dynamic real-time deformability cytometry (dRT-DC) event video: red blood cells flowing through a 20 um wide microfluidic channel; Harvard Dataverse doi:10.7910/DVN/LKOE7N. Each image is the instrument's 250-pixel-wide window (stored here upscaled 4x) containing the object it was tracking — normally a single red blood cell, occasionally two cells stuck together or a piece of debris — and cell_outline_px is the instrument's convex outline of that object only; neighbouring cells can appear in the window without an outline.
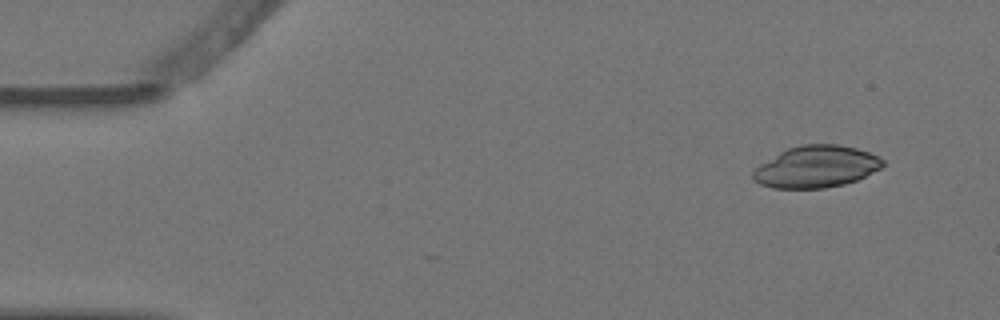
{"species": "Egyptian fruit bat (a non-hibernating species)", "species_latin": "Rousettus aegyptiacus", "temperature_condition": "warm", "stored_images_in_passage": 5, "camera_frame_rate_fps": 3000, "um_per_image_px": 0.085, "animal": {"sex": "female"}, "frame": {"image": 1, "passage_image": 2, "time_ms": 0.333, "image_size_px": [1000, 320], "cell_outline_px": [[884, 164], [880, 168], [856, 180], [844, 184], [824, 188], [772, 188], [760, 184], [752, 180], [752, 172], [760, 164], [780, 152], [788, 148], [800, 144], [836, 144], [856, 148], [868, 152], [884, 160]], "centroid_in_image_um": [69.34, 14.17], "position_along_channel_um": 15.7, "area_um2": 31.44}}